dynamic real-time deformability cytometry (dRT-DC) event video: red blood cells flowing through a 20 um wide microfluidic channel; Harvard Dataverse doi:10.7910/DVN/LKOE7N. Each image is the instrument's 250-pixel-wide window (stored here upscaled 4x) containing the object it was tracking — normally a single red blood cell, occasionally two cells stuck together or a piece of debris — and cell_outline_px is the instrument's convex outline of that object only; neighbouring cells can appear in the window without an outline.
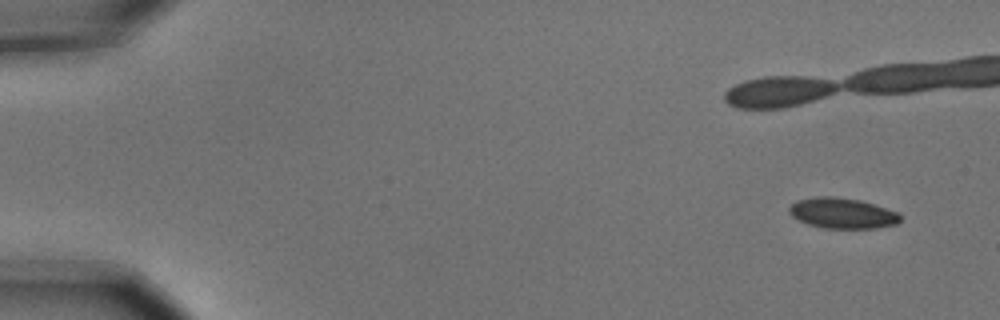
{"species": "common noctule bat (a hibernating species)", "species_latin": "Nyctalus noctula", "temperature_condition": "cold", "stored_images_in_passage": 16, "camera_frame_rate_fps": 3000, "um_per_image_px": 0.085, "animal": {"sex": "male", "body_mass_g": 15.6}, "frame": {"image": 1, "passage_image": 1, "time_ms": 0.0, "image_size_px": [1000, 320], "cell_outline_px": [[900, 220], [896, 224], [876, 228], [824, 228], [808, 224], [792, 216], [788, 212], [788, 208], [796, 200], [816, 196], [832, 196], [860, 200], [900, 212]], "centroid_in_image_um": [71.6, 18.11], "position_along_channel_um": 13.4, "area_um2": 19.83}}
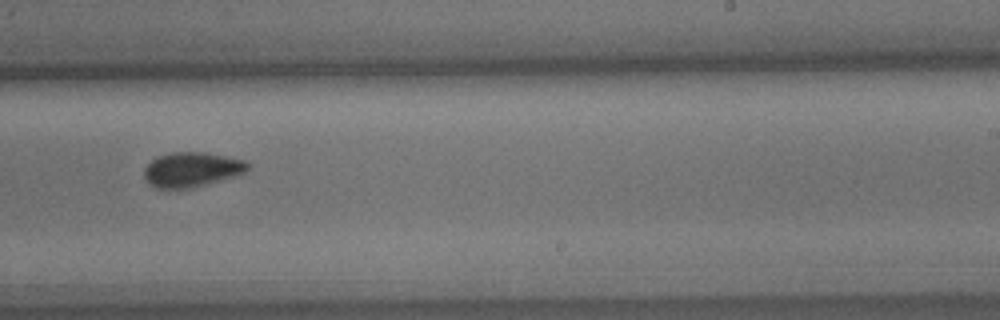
{"frame": {"image": 2, "passage_image": 11, "time_ms": 3.333, "image_size_px": [1000, 320], "cell_outline_px": [[248, 168], [244, 172], [208, 184], [176, 192], [156, 188], [144, 180], [144, 168], [156, 156], [172, 152], [204, 152], [244, 160], [248, 164]], "centroid_in_image_um": [16.2, 14.45], "position_along_channel_um": 272.8, "area_um2": 21.33}}
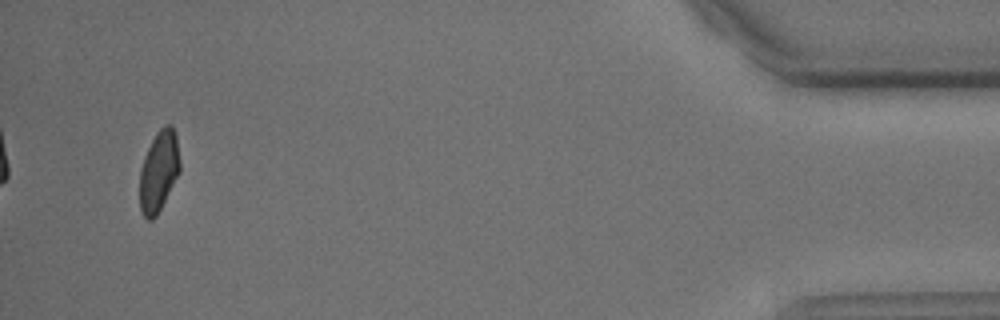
{"frame": {"image": 3, "passage_image": 16, "time_ms": 5.0, "image_size_px": [1000, 320], "cell_outline_px": [[180, 172], [156, 216], [152, 220], [148, 220], [140, 212], [140, 168], [144, 156], [156, 132], [164, 124], [172, 124], [176, 136], [180, 160]], "centroid_in_image_um": [13.5, 14.53], "position_along_channel_um": 421.7, "area_um2": 19.02}}